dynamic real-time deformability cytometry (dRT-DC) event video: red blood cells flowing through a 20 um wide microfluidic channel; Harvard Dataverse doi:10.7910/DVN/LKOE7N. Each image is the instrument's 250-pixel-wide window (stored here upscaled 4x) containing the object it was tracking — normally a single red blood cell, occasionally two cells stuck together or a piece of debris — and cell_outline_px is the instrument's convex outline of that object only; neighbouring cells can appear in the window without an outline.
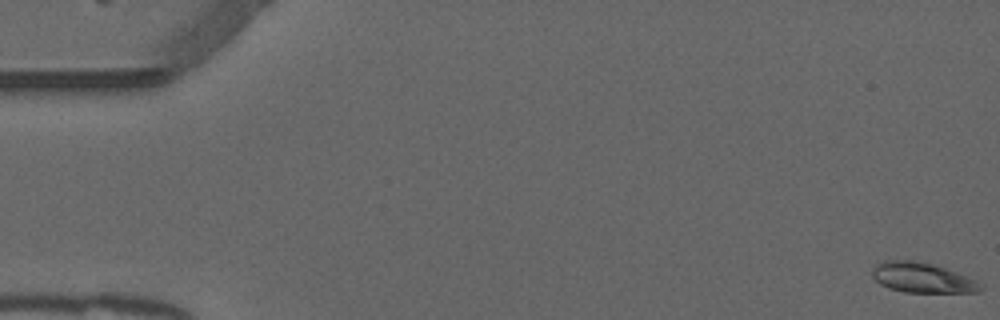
{"species": "common noctule bat (a hibernating species)", "species_latin": "Nyctalus noctula", "temperature_condition": "warm", "stored_images_in_passage": 54, "camera_frame_rate_fps": 3000, "um_per_image_px": 0.085, "animal": {"sex": "male", "forearm_length_mm": 52.5}, "frame": {"image": 1, "passage_image": 1, "time_ms": 0.0, "image_size_px": [1000, 320], "cell_outline_px": [[984, 288], [980, 292], [904, 292], [888, 288], [880, 284], [872, 276], [872, 268], [876, 264], [884, 260], [916, 260], [932, 264], [968, 276], [984, 284]], "centroid_in_image_um": [78.41, 23.6], "position_along_channel_um": 6.6, "area_um2": 19.13}}
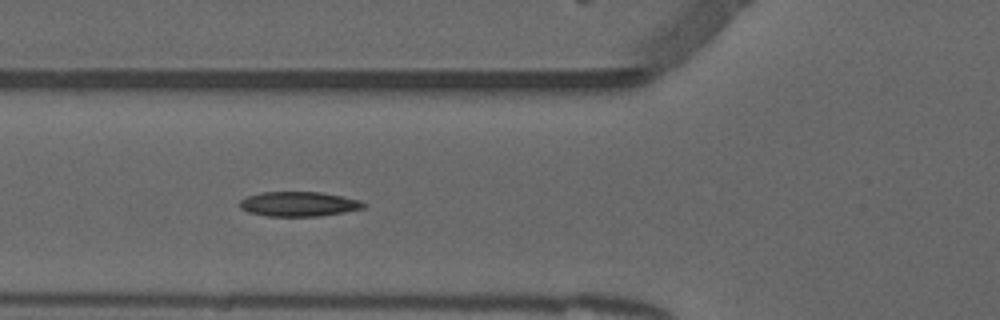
{"frame": {"image": 2, "passage_image": 20, "time_ms": 6.333, "image_size_px": [1000, 320], "cell_outline_px": [[368, 204], [364, 208], [344, 212], [316, 216], [268, 216], [248, 212], [240, 208], [236, 204], [240, 200], [248, 196], [260, 192], [320, 192], [360, 200]], "centroid_in_image_um": [25.36, 17.34], "position_along_channel_um": 100.4, "area_um2": 17.86}}
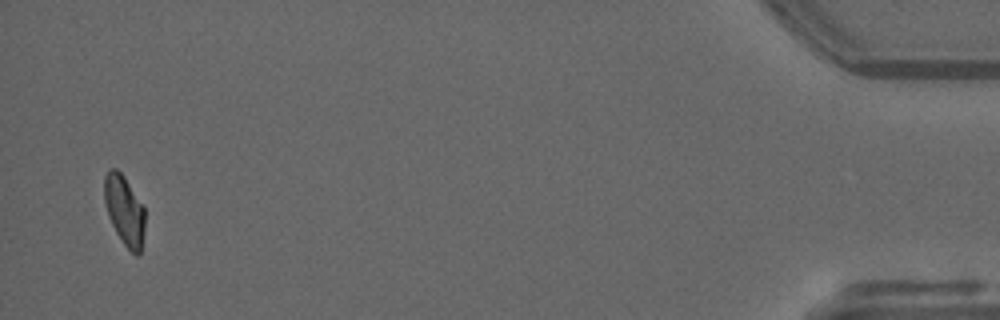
{"frame": {"image": 3, "passage_image": 52, "time_ms": 17.0, "image_size_px": [1000, 320], "cell_outline_px": [[144, 228], [140, 252], [136, 256], [124, 244], [116, 232], [108, 216], [104, 200], [104, 176], [108, 168], [116, 168], [124, 176], [144, 208]], "centroid_in_image_um": [10.55, 17.84], "position_along_channel_um": 424.7, "area_um2": 16.3}}